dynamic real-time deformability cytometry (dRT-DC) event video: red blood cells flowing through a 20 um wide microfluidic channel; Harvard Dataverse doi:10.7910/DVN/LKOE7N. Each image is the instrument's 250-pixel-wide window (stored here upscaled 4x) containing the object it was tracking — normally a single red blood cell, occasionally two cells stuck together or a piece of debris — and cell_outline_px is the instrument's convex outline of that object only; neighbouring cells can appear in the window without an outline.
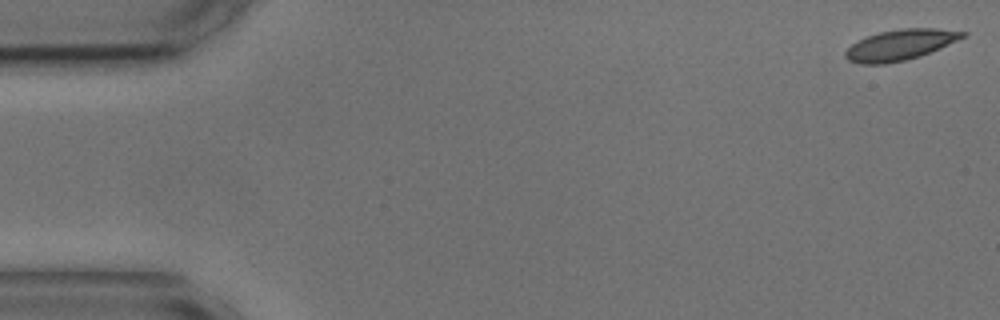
{"species": "common noctule bat (a hibernating species)", "species_latin": "Nyctalus noctula", "temperature_condition": "cold", "stored_images_in_passage": 55, "camera_frame_rate_fps": 3000, "um_per_image_px": 0.085, "animal": {"sex": "male", "body_mass_g": 17.9, "forearm_length_mm": 54.2}, "frame": {"image": 1, "passage_image": 1, "time_ms": 0.0, "image_size_px": [1000, 320], "cell_outline_px": [[968, 32], [964, 36], [940, 48], [920, 56], [904, 60], [884, 64], [860, 64], [848, 60], [844, 56], [844, 52], [852, 44], [868, 36], [880, 32], [900, 28], [936, 28]], "centroid_in_image_um": [76.49, 3.81], "position_along_channel_um": 8.5, "area_um2": 20.69}}
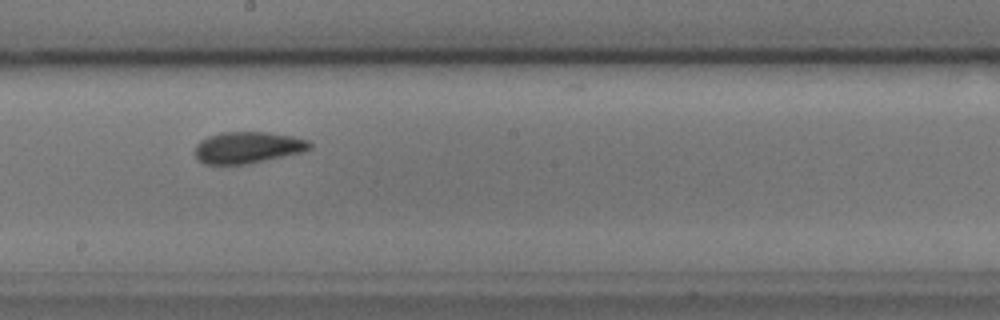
{"frame": {"image": 2, "passage_image": 30, "time_ms": 9.667, "image_size_px": [1000, 320], "cell_outline_px": [[312, 148], [300, 152], [248, 164], [204, 164], [196, 156], [196, 144], [200, 140], [208, 136], [220, 132], [268, 132], [292, 136], [308, 140], [312, 144]], "centroid_in_image_um": [21.05, 12.52], "position_along_channel_um": 227.2, "area_um2": 20.98}}
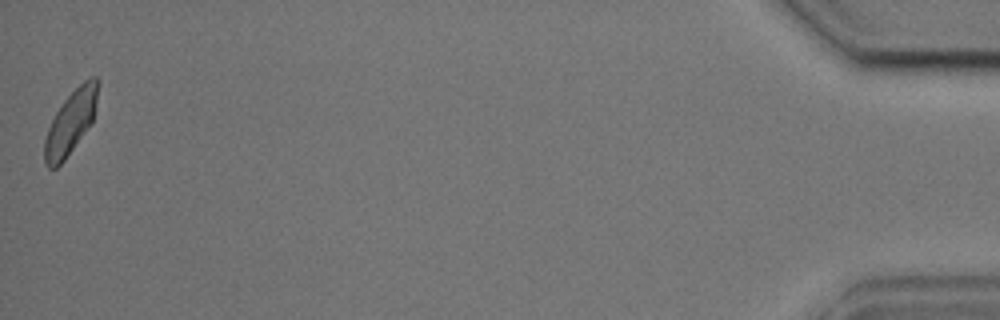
{"frame": {"image": 3, "passage_image": 55, "time_ms": 18.0, "image_size_px": [1000, 320], "cell_outline_px": [[100, 80], [92, 120], [64, 160], [56, 168], [48, 168], [44, 164], [44, 140], [48, 128], [56, 112], [64, 100], [84, 80], [92, 76], [96, 76]], "centroid_in_image_um": [5.98, 10.38], "position_along_channel_um": 429.2, "area_um2": 19.19}, "authors_computed_cell_mechanics": {"area_um2": 20.808, "velocity_mm_per_s": 3.5685, "shape_relaxation_time_tau1_ms": 4.5567, "shape_relaxation_time_tau2_ms": 1.6992, "deformation_change_tau1": 0.1114, "deformation_change_tau2": 0.0716}}